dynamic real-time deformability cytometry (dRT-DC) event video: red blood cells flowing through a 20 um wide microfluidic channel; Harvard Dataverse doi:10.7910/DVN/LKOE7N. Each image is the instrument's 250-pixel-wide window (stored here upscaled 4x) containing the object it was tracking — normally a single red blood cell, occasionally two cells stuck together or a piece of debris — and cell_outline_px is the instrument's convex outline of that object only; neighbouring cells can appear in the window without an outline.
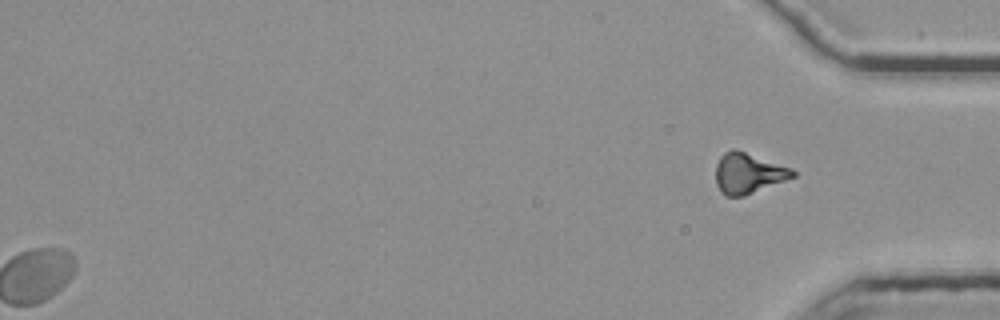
{"species": "common noctule bat (a hibernating species)", "species_latin": "Nyctalus noctula", "temperature_condition": "room temperature", "stored_images_in_passage": 52, "segment_of_instrument_passage": [2, 2], "camera_frame_rate_fps": 3000, "um_per_image_px": 0.085, "animal": {"sex": "female", "body_mass_g": 25.1}, "frame": {"image": 1, "passage_image": 52, "time_ms": 17.0, "image_size_px": [1000, 320], "cell_outline_px": [[796, 176], [744, 196], [724, 196], [720, 192], [716, 184], [716, 164], [720, 156], [724, 152], [732, 148], [736, 148], [792, 168], [796, 172]], "centroid_in_image_um": [63.58, 14.71], "position_along_channel_um": 371.6, "area_um2": 18.38}}